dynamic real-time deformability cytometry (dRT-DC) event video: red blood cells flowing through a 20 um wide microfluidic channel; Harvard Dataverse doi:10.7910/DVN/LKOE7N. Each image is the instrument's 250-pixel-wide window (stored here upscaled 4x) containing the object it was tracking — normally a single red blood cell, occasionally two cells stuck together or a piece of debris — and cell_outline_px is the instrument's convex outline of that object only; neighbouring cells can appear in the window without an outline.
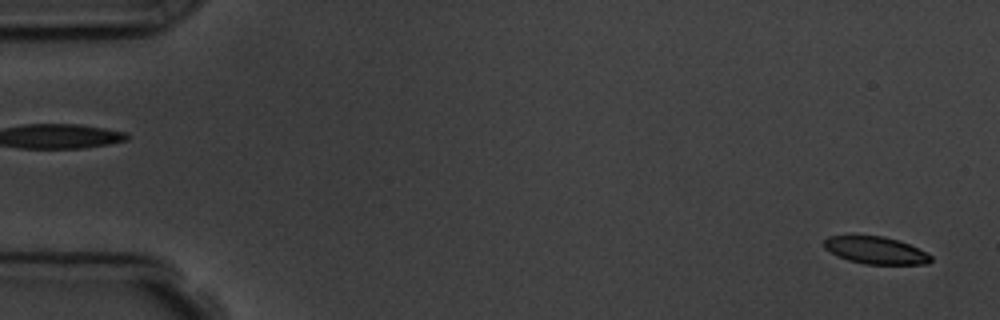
{"species": "common noctule bat (a hibernating species)", "species_latin": "Nyctalus noctula", "temperature_condition": "room temperature", "stored_images_in_passage": 6, "segment_of_instrument_passage": [2, 2], "camera_frame_rate_fps": 3000, "um_per_image_px": 0.085, "animal": {"sex": "male", "body_mass_g": 19.5, "forearm_length_mm": 54.6}, "frame": {"image": 1, "passage_image": 6, "time_ms": 5.667, "image_size_px": [1000, 320], "cell_outline_px": [[932, 260], [928, 264], [864, 264], [848, 260], [836, 256], [824, 248], [824, 240], [828, 236], [884, 236], [908, 244], [932, 256]], "centroid_in_image_um": [74.4, 21.29], "position_along_channel_um": 10.6, "area_um2": 16.82}}